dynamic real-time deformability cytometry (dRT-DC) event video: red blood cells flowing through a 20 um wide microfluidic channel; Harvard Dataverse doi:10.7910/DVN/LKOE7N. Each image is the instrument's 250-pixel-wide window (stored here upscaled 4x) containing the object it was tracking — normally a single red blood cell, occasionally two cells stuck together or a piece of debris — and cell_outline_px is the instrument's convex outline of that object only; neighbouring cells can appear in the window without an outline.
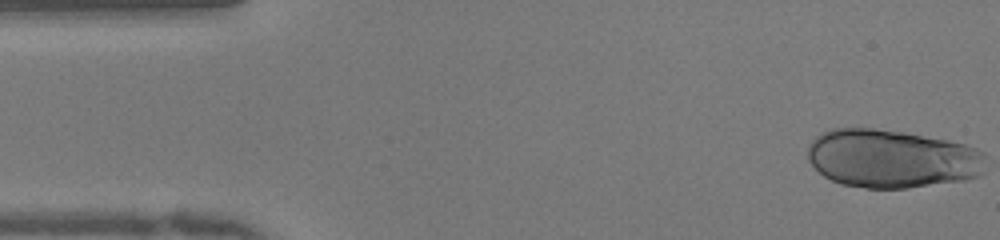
{"species": "human", "species_latin": "Homo sapiens", "temperature_condition": "warm", "stored_images_in_passage": 48, "camera_frame_rate_fps": 3000, "um_per_image_px": 0.085, "donor": {"sex": "female"}, "frame": {"image": 1, "passage_image": 1, "time_ms": 0.0, "image_size_px": [1000, 240], "cell_outline_px": [[984, 172], [980, 176], [964, 180], [908, 188], [864, 188], [840, 184], [824, 176], [808, 160], [808, 144], [820, 132], [832, 128], [876, 128], [904, 132], [948, 140], [964, 144], [976, 148], [984, 152]], "centroid_in_image_um": [75.8, 13.48], "position_along_channel_um": 9.2, "area_um2": 61.09}}